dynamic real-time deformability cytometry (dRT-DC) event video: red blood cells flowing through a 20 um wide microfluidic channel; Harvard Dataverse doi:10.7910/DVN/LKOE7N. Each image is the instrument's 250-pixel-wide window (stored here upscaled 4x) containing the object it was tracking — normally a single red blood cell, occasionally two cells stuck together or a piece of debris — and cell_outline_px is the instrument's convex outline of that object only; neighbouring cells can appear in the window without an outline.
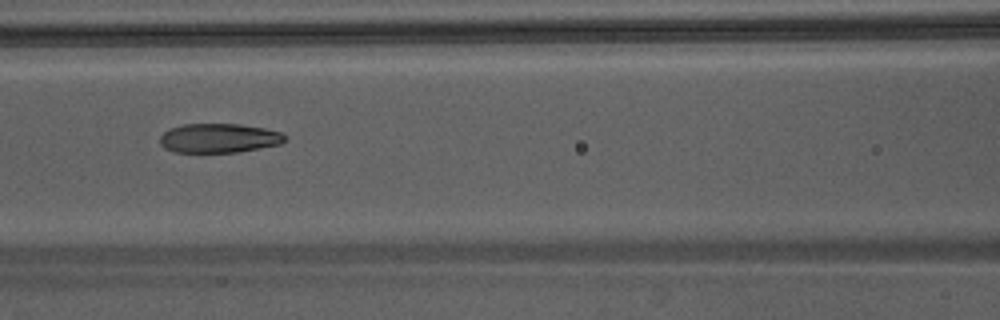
{"species": "Egyptian fruit bat (a non-hibernating species)", "species_latin": "Rousettus aegyptiacus", "temperature_condition": "warm", "stored_images_in_passage": 38, "camera_frame_rate_fps": 3000, "um_per_image_px": 0.085, "animal": {"sex": "male"}, "frame": {"image": 1, "passage_image": 13, "time_ms": 4.0, "image_size_px": [1000, 320], "cell_outline_px": [[288, 136], [280, 144], [236, 152], [176, 152], [164, 148], [160, 144], [160, 136], [168, 128], [184, 124], [240, 124], [264, 128], [280, 132]], "centroid_in_image_um": [18.58, 11.73], "position_along_channel_um": 148.0, "area_um2": 21.27}}
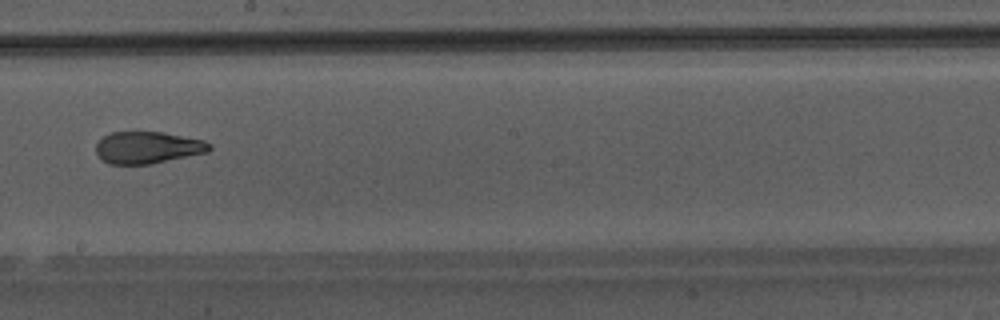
{"frame": {"image": 2, "passage_image": 19, "time_ms": 6.0, "image_size_px": [1000, 320], "cell_outline_px": [[212, 148], [208, 152], [152, 164], [108, 164], [100, 160], [96, 152], [96, 144], [104, 136], [112, 132], [164, 132], [204, 140], [212, 144]], "centroid_in_image_um": [12.56, 12.55], "position_along_channel_um": 235.6, "area_um2": 21.33}}
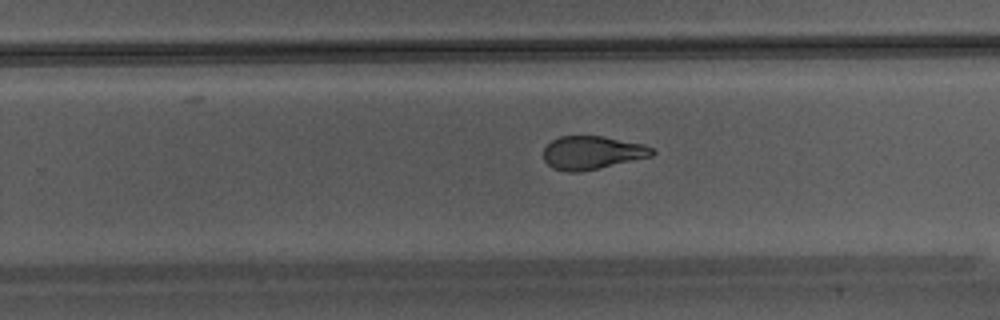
{"frame": {"image": 3, "passage_image": 22, "time_ms": 7.0, "image_size_px": [1000, 320], "cell_outline_px": [[656, 152], [652, 156], [580, 172], [568, 172], [552, 168], [544, 160], [544, 148], [552, 140], [560, 136], [604, 136], [644, 144], [652, 148]], "centroid_in_image_um": [50.33, 12.97], "position_along_channel_um": 279.5, "area_um2": 21.04}}